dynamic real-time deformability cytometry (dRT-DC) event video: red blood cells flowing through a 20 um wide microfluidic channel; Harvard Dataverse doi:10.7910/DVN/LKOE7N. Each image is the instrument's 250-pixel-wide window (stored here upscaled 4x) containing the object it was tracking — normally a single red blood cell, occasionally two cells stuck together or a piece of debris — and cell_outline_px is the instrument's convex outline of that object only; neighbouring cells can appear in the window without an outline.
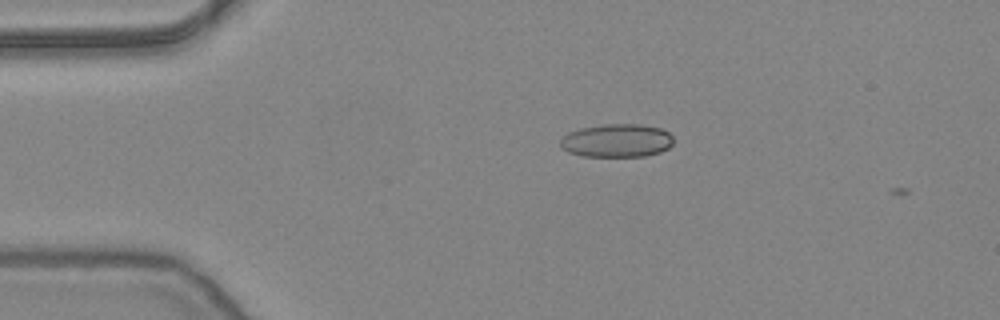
{"species": "common noctule bat (a hibernating species)", "species_latin": "Nyctalus noctula", "temperature_condition": "warm", "stored_images_in_passage": 3, "camera_frame_rate_fps": 3000, "um_per_image_px": 0.085, "animal": {"sex": "female", "body_mass_g": 24.6, "forearm_length_mm": 56.2}, "frame": {"image": 1, "passage_image": 1, "time_ms": 0.0, "image_size_px": [1000, 320], "cell_outline_px": [[672, 144], [668, 148], [660, 152], [644, 156], [580, 156], [568, 152], [560, 148], [560, 140], [568, 132], [580, 128], [604, 124], [640, 124], [660, 128], [668, 132], [672, 136]], "centroid_in_image_um": [52.4, 11.95], "position_along_channel_um": 32.6, "area_um2": 22.02}}